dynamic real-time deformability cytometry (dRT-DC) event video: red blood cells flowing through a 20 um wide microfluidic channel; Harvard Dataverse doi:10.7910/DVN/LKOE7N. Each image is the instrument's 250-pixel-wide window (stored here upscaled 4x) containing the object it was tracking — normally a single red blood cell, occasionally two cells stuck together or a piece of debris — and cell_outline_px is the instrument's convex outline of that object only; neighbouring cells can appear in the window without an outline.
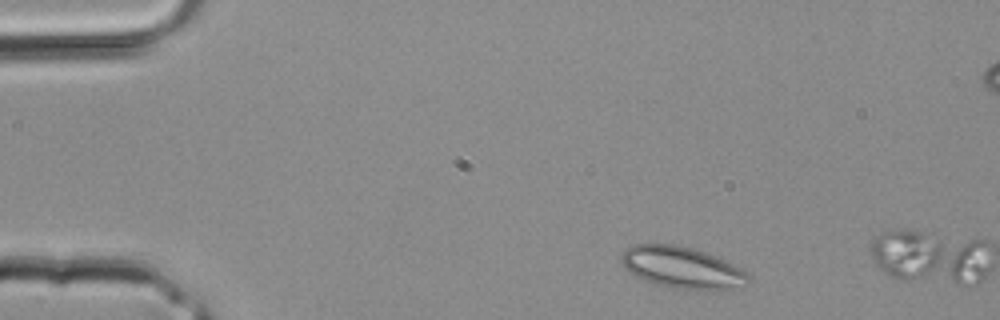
{"species": "common noctule bat (a hibernating species)", "species_latin": "Nyctalus noctula", "temperature_condition": "room temperature", "stored_images_in_passage": 2, "camera_frame_rate_fps": 3000, "um_per_image_px": 0.085, "animal": {"sex": "male", "body_mass_g": 20.4}, "frame": {"image": 1, "passage_image": 1, "time_ms": 0.0, "image_size_px": [1000, 320], "cell_outline_px": [[748, 284], [744, 288], [716, 292], [704, 292], [672, 288], [636, 276], [624, 268], [620, 260], [620, 256], [632, 244], [676, 244], [692, 248], [716, 256], [748, 272]], "centroid_in_image_um": [58.06, 22.79], "position_along_channel_um": 26.9, "area_um2": 31.44}}